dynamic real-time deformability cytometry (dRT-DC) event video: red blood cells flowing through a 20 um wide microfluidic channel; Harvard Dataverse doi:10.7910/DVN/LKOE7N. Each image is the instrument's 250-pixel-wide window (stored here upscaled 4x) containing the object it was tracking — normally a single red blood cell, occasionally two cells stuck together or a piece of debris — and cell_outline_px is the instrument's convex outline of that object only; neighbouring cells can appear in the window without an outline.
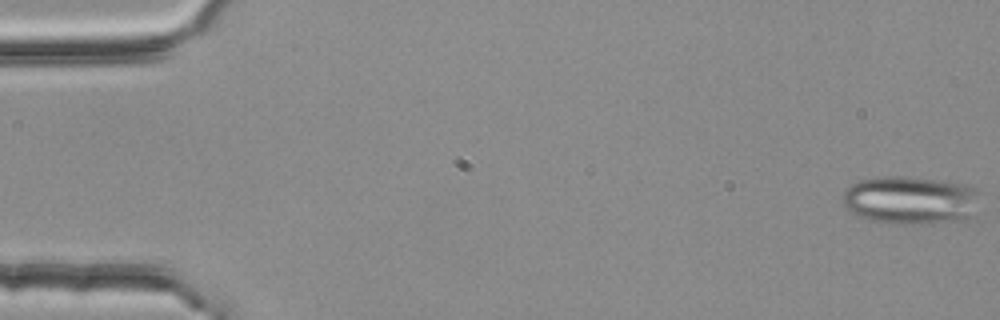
{"species": "common noctule bat (a hibernating species)", "species_latin": "Nyctalus noctula", "temperature_condition": "room temperature", "stored_images_in_passage": 4, "camera_frame_rate_fps": 3000, "um_per_image_px": 0.085, "animal": {"sex": "female", "body_mass_g": 25.1}, "frame": {"image": 1, "passage_image": 1, "time_ms": 0.0, "image_size_px": [1000, 320], "cell_outline_px": [[984, 192], [968, 216], [964, 220], [924, 224], [888, 224], [868, 220], [852, 212], [844, 204], [840, 196], [852, 184], [860, 180], [884, 176], [904, 176], [968, 184]], "centroid_in_image_um": [77.4, 17.01], "position_along_channel_um": 7.6, "area_um2": 38.9}}